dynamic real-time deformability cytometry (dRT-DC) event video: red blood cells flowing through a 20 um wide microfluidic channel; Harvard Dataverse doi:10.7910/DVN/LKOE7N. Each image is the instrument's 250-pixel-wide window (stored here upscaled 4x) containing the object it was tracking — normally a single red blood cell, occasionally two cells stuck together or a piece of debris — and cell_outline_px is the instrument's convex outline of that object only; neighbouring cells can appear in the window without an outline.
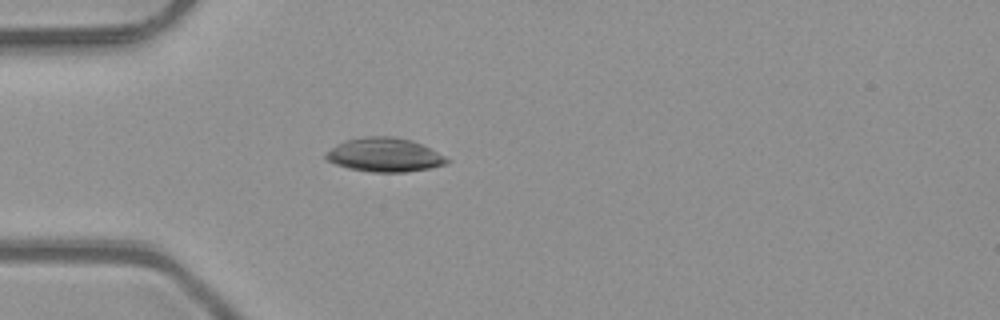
{"species": "common noctule bat (a hibernating species)", "species_latin": "Nyctalus noctula", "temperature_condition": "room temperature", "stored_images_in_passage": 37, "camera_frame_rate_fps": 3000, "um_per_image_px": 0.085, "animal": {"sex": "male", "body_mass_g": 23.1, "forearm_length_mm": 52.7}, "frame": {"image": 1, "passage_image": 1, "time_ms": 0.0, "image_size_px": [1000, 320], "cell_outline_px": [[452, 160], [444, 164], [428, 168], [404, 172], [372, 172], [348, 168], [336, 164], [328, 160], [324, 156], [332, 148], [344, 140], [364, 136], [392, 136], [412, 140]], "centroid_in_image_um": [32.67, 13.16], "position_along_channel_um": 52.3, "area_um2": 23.58}}
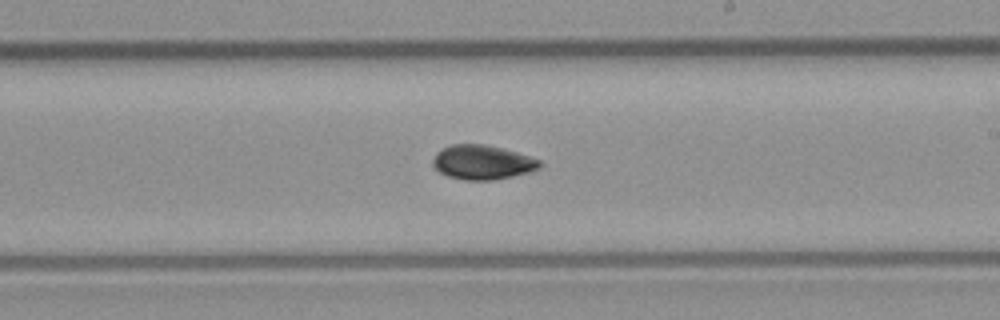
{"frame": {"image": 2, "passage_image": 16, "time_ms": 5.0, "image_size_px": [1000, 320], "cell_outline_px": [[540, 168], [528, 172], [512, 176], [492, 180], [464, 180], [448, 176], [432, 168], [432, 160], [436, 152], [452, 144], [484, 144], [516, 152], [540, 160]], "centroid_in_image_um": [40.95, 13.8], "position_along_channel_um": 248.0, "area_um2": 21.27}}
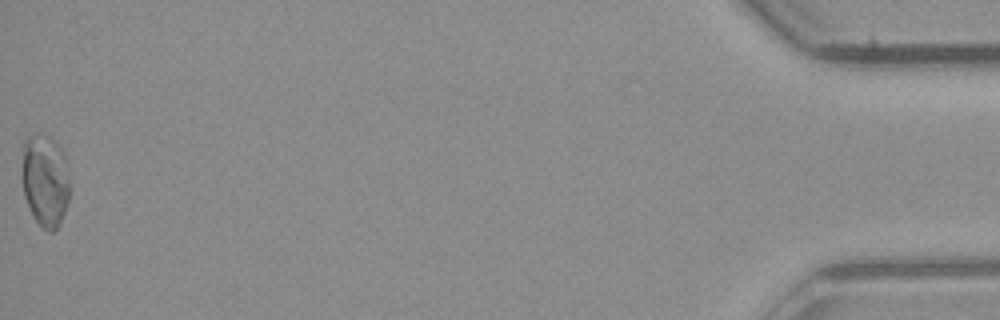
{"frame": {"image": 3, "passage_image": 37, "time_ms": 12.0, "image_size_px": [1000, 320], "cell_outline_px": [[68, 200], [60, 224], [52, 232], [48, 232], [32, 216], [24, 196], [24, 140], [28, 136], [52, 136], [56, 140], [64, 152], [68, 172]], "centroid_in_image_um": [3.87, 15.34], "position_along_channel_um": 431.3, "area_um2": 25.26}, "authors_computed_cell_mechanics": {"area_um2": 21.5594, "velocity_mm_per_s": 4.1, "shape_relaxation_time_tau1_ms": 7.3395, "shape_relaxation_time_tau2_ms": null, "deformation_change_tau1": 0.1364, "deformation_change_tau2": null}}